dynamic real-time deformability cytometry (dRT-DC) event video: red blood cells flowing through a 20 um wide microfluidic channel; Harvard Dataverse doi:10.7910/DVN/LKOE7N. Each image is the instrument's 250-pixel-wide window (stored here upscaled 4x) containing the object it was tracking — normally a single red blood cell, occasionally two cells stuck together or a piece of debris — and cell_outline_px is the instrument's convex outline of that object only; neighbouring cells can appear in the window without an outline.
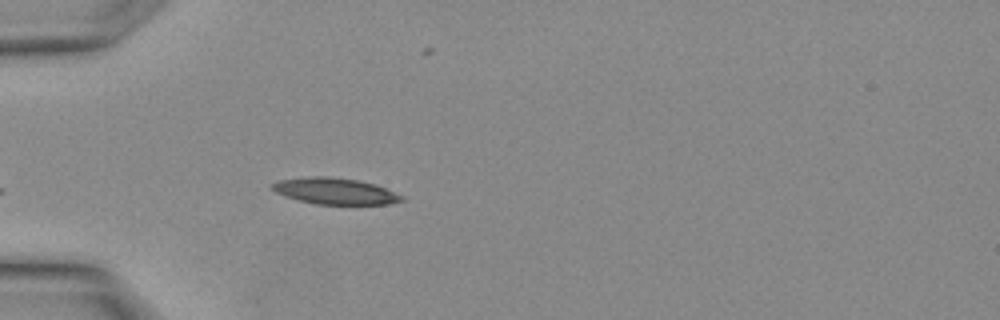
{"species": "Egyptian fruit bat (a non-hibernating species)", "species_latin": "Rousettus aegyptiacus", "temperature_condition": "warm", "stored_images_in_passage": 21, "camera_frame_rate_fps": 3000, "um_per_image_px": 0.085, "animal": {"sex": "female"}, "frame": {"image": 1, "passage_image": 1, "time_ms": 0.0, "image_size_px": [1000, 320], "cell_outline_px": [[404, 200], [388, 204], [316, 204], [300, 200], [276, 192], [272, 188], [272, 184], [280, 180], [312, 176], [328, 176], [360, 180], [376, 184], [404, 196]], "centroid_in_image_um": [28.54, 16.23], "position_along_channel_um": 56.5, "area_um2": 19.65}}
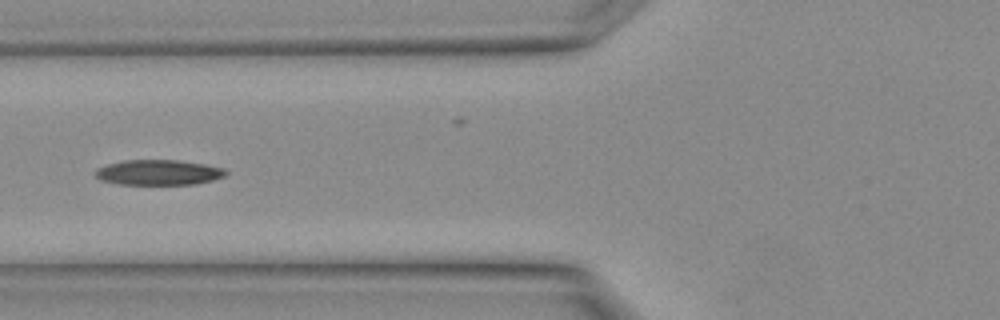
{"frame": {"image": 2, "passage_image": 4, "time_ms": 1.0, "image_size_px": [1000, 320], "cell_outline_px": [[228, 172], [224, 176], [212, 180], [192, 184], [120, 184], [100, 180], [96, 176], [96, 168], [108, 164], [124, 160], [176, 160], [204, 164], [224, 168]], "centroid_in_image_um": [13.46, 14.65], "position_along_channel_um": 112.3, "area_um2": 19.02}}